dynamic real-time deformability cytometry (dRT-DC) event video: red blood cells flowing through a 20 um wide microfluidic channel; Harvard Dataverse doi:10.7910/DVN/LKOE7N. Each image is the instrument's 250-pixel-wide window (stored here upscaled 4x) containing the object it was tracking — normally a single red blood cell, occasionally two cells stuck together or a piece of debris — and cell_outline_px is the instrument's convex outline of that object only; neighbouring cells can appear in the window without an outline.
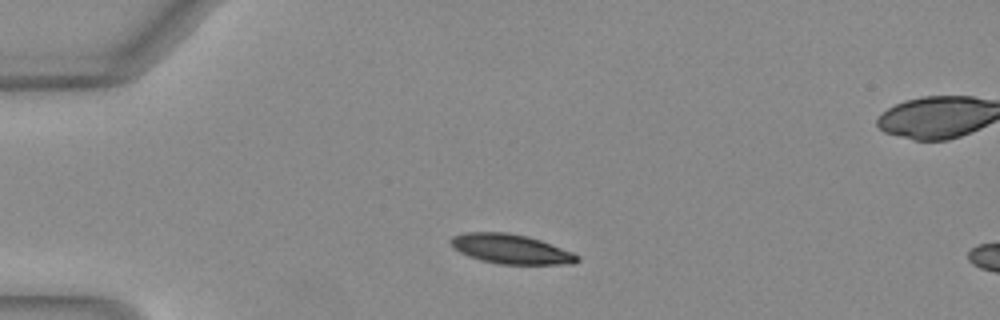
{"species": "Egyptian fruit bat (a non-hibernating species)", "species_latin": "Rousettus aegyptiacus", "temperature_condition": "warm", "stored_images_in_passage": 25, "camera_frame_rate_fps": 3000, "um_per_image_px": 0.085, "animal": {"sex": "female"}, "frame": {"image": 1, "passage_image": 1, "time_ms": 0.0, "image_size_px": [1000, 320], "cell_outline_px": [[580, 260], [572, 264], [500, 264], [480, 260], [468, 256], [452, 248], [452, 236], [468, 232], [508, 232], [528, 236], [540, 240], [572, 252], [580, 256]], "centroid_in_image_um": [43.44, 21.17], "position_along_channel_um": 41.6, "area_um2": 21.73}}
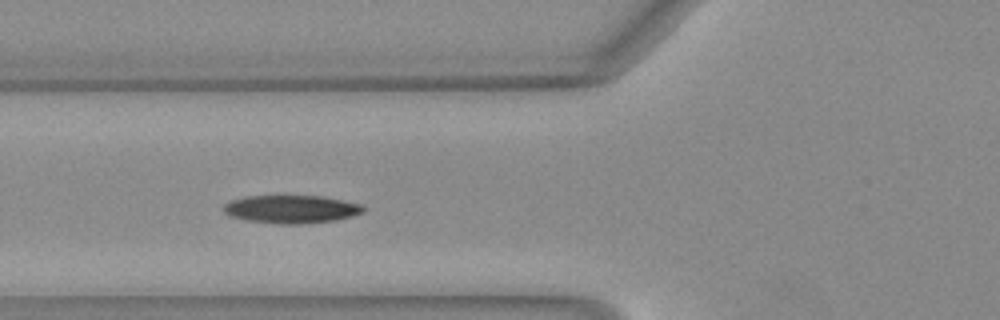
{"frame": {"image": 2, "passage_image": 8, "time_ms": 2.333, "image_size_px": [1000, 320], "cell_outline_px": [[364, 212], [352, 216], [336, 220], [304, 224], [276, 224], [248, 220], [228, 216], [220, 208], [224, 204], [232, 200], [244, 196], [320, 196], [364, 204]], "centroid_in_image_um": [24.74, 17.78], "position_along_channel_um": 101.1, "area_um2": 23.06}}
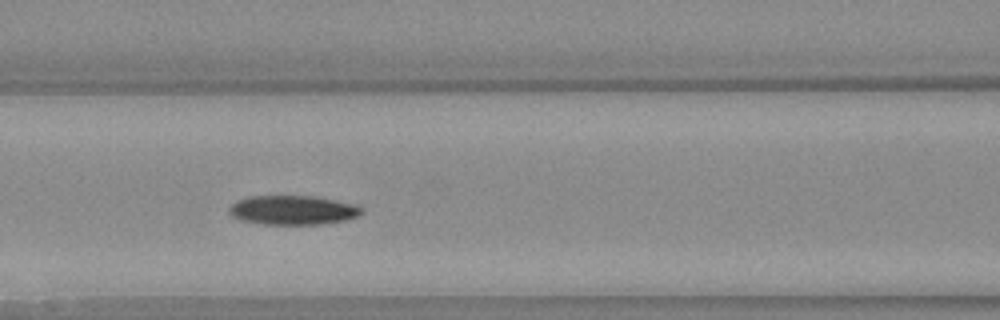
{"frame": {"image": 3, "passage_image": 11, "time_ms": 3.333, "image_size_px": [1000, 320], "cell_outline_px": [[364, 212], [360, 216], [344, 220], [324, 224], [264, 224], [240, 220], [232, 216], [228, 212], [228, 208], [236, 200], [248, 196], [312, 196], [356, 204], [364, 208]], "centroid_in_image_um": [24.9, 17.86], "position_along_channel_um": 141.7, "area_um2": 22.77}}